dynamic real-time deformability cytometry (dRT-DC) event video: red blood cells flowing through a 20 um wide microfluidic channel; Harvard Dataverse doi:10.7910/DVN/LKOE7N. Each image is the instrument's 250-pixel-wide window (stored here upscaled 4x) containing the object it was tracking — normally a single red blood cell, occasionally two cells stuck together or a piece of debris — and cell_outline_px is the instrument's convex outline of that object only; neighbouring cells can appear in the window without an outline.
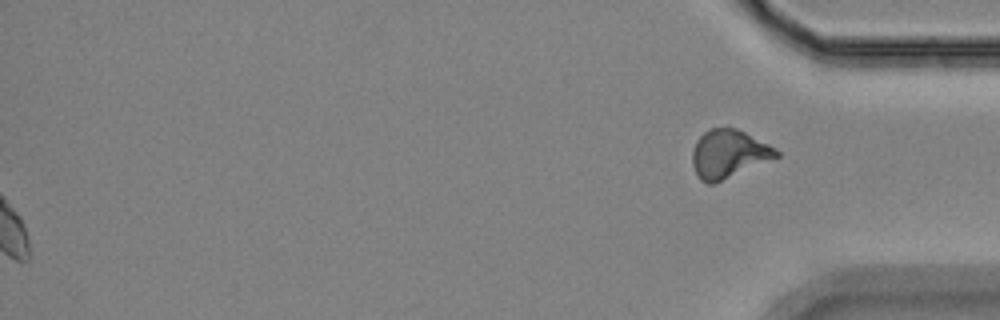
{"species": "Egyptian fruit bat (a non-hibernating species)", "species_latin": "Rousettus aegyptiacus", "temperature_condition": "room temperature", "stored_images_in_passage": 45, "segment_of_instrument_passage": [2, 2], "camera_frame_rate_fps": 3000, "um_per_image_px": 0.085, "animal": {"sex": "female"}, "frame": {"image": 1, "passage_image": 45, "time_ms": 14.667, "image_size_px": [1000, 320], "cell_outline_px": [[780, 156], [712, 184], [708, 184], [700, 180], [692, 164], [692, 148], [696, 140], [708, 128], [736, 128], [776, 148], [780, 152]], "centroid_in_image_um": [61.91, 13.07], "position_along_channel_um": 373.3, "area_um2": 23.41}}